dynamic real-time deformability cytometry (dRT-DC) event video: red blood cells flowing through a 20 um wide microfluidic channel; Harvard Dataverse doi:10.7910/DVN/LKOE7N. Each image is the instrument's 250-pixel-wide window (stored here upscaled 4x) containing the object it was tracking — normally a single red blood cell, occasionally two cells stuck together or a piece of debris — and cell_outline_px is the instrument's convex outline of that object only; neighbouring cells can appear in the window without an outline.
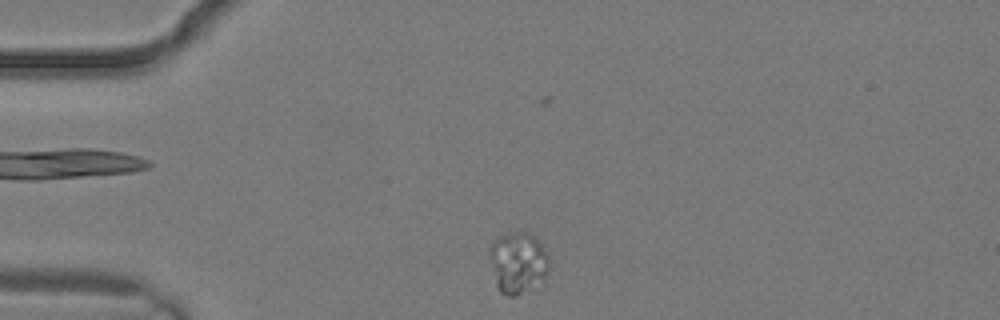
{"species": "common noctule bat (a hibernating species)", "species_latin": "Nyctalus noctula", "temperature_condition": "warm", "stored_images_in_passage": 3, "segment_of_instrument_passage": [1, 2], "camera_frame_rate_fps": 3000, "um_per_image_px": 0.085, "animal": {"sex": "male", "body_mass_g": 19.2, "forearm_length_mm": 51.8}, "frame": {"image": 1, "passage_image": 2, "time_ms": 0.333, "image_size_px": [1000, 320], "cell_outline_px": [[548, 276], [544, 284], [516, 296], [508, 296], [500, 292], [496, 284], [488, 252], [488, 248], [500, 236], [512, 232], [528, 232], [536, 236], [544, 244], [548, 252]], "centroid_in_image_um": [44.09, 22.34], "position_along_channel_um": 40.9, "area_um2": 22.02}}